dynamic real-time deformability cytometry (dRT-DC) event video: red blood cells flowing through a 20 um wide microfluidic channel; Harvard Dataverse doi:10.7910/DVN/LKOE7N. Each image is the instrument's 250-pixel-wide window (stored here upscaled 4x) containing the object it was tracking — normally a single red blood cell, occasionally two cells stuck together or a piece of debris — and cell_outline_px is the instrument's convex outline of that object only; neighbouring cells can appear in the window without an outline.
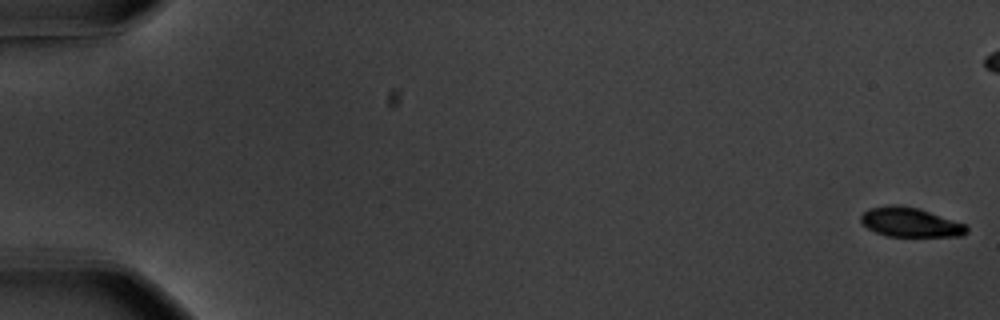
{"species": "common noctule bat (a hibernating species)", "species_latin": "Nyctalus noctula", "temperature_condition": "warm", "stored_images_in_passage": 58, "camera_frame_rate_fps": 3000, "um_per_image_px": 0.085, "animal": {"sex": "male", "body_mass_g": 20.1, "forearm_length_mm": 53.5}, "frame": {"image": 1, "passage_image": 1, "time_ms": 0.0, "image_size_px": [1000, 320], "cell_outline_px": [[968, 232], [960, 236], [888, 236], [876, 232], [868, 228], [860, 220], [860, 216], [868, 208], [892, 204], [900, 204], [920, 208], [964, 224], [968, 228]], "centroid_in_image_um": [77.35, 18.87], "position_along_channel_um": 7.6, "area_um2": 18.09}}
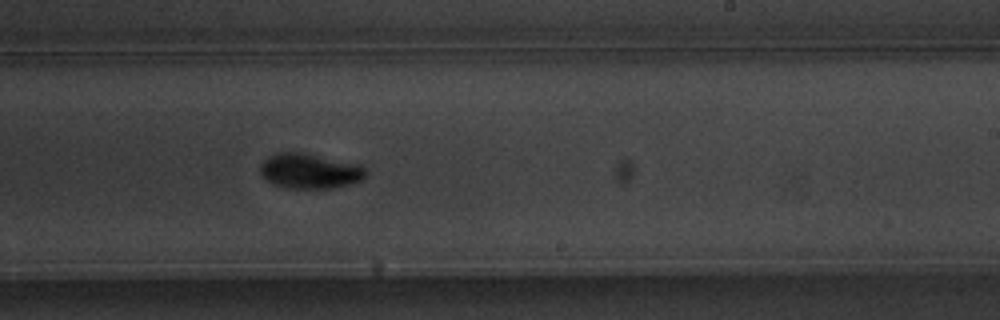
{"frame": {"image": 2, "passage_image": 36, "time_ms": 11.667, "image_size_px": [1000, 320], "cell_outline_px": [[368, 172], [360, 180], [352, 184], [332, 188], [288, 188], [272, 184], [260, 176], [260, 164], [268, 156], [276, 152], [304, 152], [360, 164], [368, 168]], "centroid_in_image_um": [26.32, 14.53], "position_along_channel_um": 262.7, "area_um2": 22.02}}
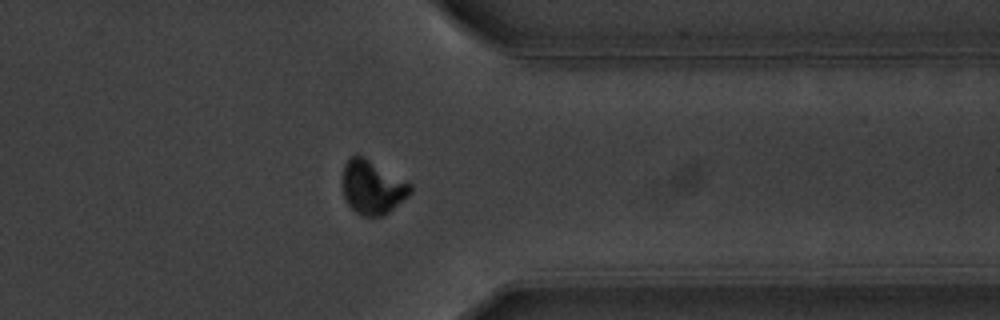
{"frame": {"image": 3, "passage_image": 46, "time_ms": 15.0, "image_size_px": [1000, 320], "cell_outline_px": [[412, 192], [408, 196], [384, 216], [360, 216], [348, 204], [344, 196], [340, 180], [344, 164], [352, 156], [364, 156], [408, 180], [412, 184]], "centroid_in_image_um": [31.65, 15.9], "position_along_channel_um": 379.7, "area_um2": 21.79}, "authors_computed_cell_mechanics": {"area_um2": 20.6635, "velocity_mm_per_s": 3.6307, "shape_relaxation_time_tau1_ms": 2.0883, "shape_relaxation_time_tau2_ms": null, "deformation_change_tau1": 0.1412, "deformation_change_tau2": null}}